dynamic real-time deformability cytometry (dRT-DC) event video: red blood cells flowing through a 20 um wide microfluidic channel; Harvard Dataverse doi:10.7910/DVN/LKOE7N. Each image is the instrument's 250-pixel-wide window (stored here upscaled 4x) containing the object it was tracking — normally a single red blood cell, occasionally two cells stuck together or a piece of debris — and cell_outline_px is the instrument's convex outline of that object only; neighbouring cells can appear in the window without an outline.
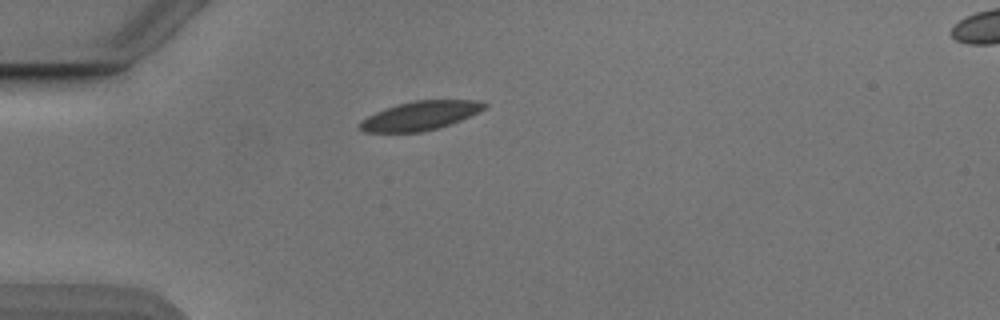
{"species": "Egyptian fruit bat (a non-hibernating species)", "species_latin": "Rousettus aegyptiacus", "temperature_condition": "cold", "stored_images_in_passage": 35, "camera_frame_rate_fps": 3000, "um_per_image_px": 0.085, "animal": {"sex": "male"}, "frame": {"image": 1, "passage_image": 1, "time_ms": 0.0, "image_size_px": [1000, 320], "cell_outline_px": [[488, 104], [484, 108], [460, 120], [436, 128], [420, 132], [364, 132], [356, 124], [368, 116], [384, 108], [396, 104], [412, 100], [480, 100]], "centroid_in_image_um": [35.66, 9.82], "position_along_channel_um": 49.3, "area_um2": 20.81}}
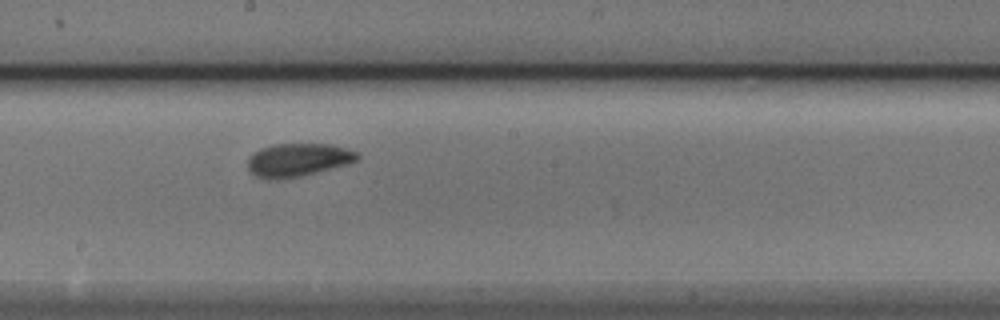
{"frame": {"image": 2, "passage_image": 16, "time_ms": 5.0, "image_size_px": [1000, 320], "cell_outline_px": [[360, 156], [356, 160], [344, 164], [316, 172], [300, 176], [280, 180], [264, 180], [256, 176], [248, 168], [248, 160], [252, 152], [260, 148], [272, 144], [328, 144], [344, 148], [356, 152]], "centroid_in_image_um": [25.24, 13.6], "position_along_channel_um": 223.0, "area_um2": 21.04}}
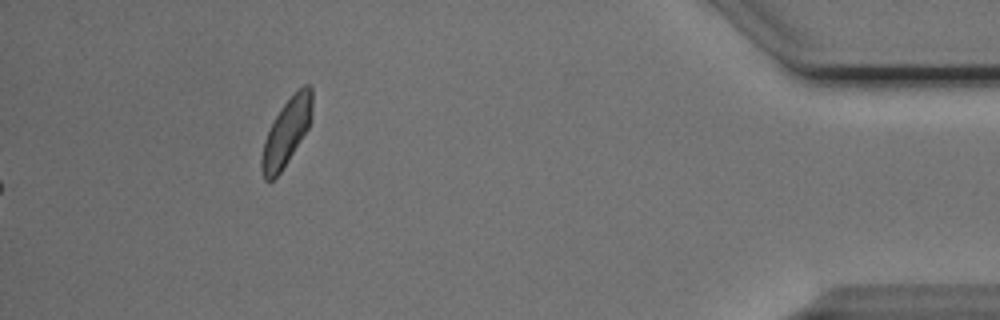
{"frame": {"image": 3, "passage_image": 35, "time_ms": 11.333, "image_size_px": [1000, 320], "cell_outline_px": [[312, 116], [308, 128], [288, 160], [280, 172], [272, 180], [264, 180], [260, 168], [260, 160], [264, 140], [280, 108], [304, 84], [308, 84], [312, 88]], "centroid_in_image_um": [24.34, 11.25], "position_along_channel_um": 410.9, "area_um2": 19.31}, "authors_computed_cell_mechanics": {"area_um2": 20.6924, "velocity_mm_per_s": 3.8355, "shape_relaxation_time_tau1_ms": 5.6743, "shape_relaxation_time_tau2_ms": 5.6994, "deformation_change_tau1": 0.1466, "deformation_change_tau2": 0.0868}}